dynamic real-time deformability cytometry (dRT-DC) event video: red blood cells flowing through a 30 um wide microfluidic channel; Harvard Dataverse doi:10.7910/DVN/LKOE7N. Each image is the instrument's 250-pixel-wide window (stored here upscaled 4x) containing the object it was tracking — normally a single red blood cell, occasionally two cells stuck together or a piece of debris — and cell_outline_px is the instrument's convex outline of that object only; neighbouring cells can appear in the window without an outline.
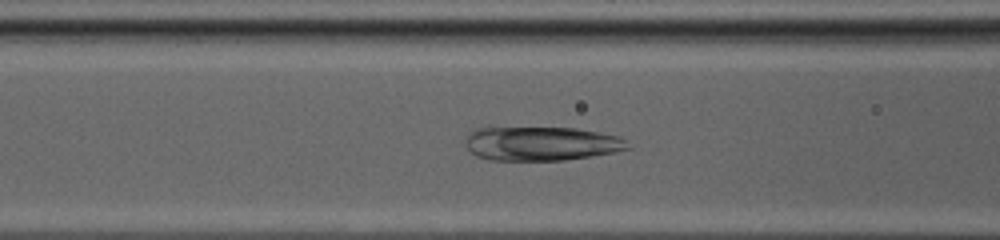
{"species": "common noctule bat (a hibernating species)", "species_latin": "Nyctalus noctula", "temperature_condition": "cold", "stored_images_in_passage": 50, "camera_frame_rate_fps": 3000, "um_per_image_px": 0.085, "animal": {"sex": "female", "body_mass_g": 20.0, "forearm_length_mm": 54.0}, "frame": {"image": 1, "passage_image": 22, "time_ms": 7.0, "image_size_px": [1000, 240], "cell_outline_px": [[632, 148], [592, 156], [564, 160], [488, 160], [476, 156], [464, 144], [464, 140], [476, 128], [576, 128], [620, 136]], "centroid_in_image_um": [46.01, 12.21], "position_along_channel_um": 120.6, "area_um2": 32.08}}
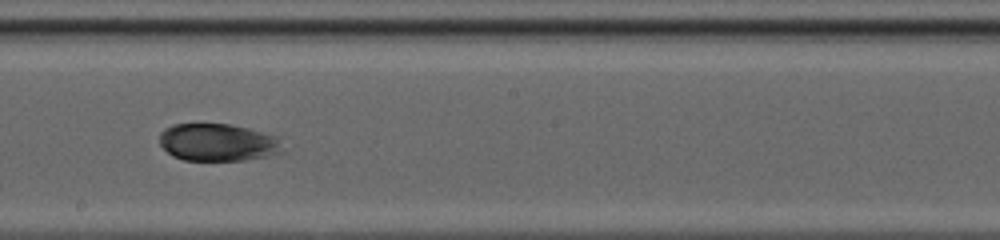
{"frame": {"image": 2, "passage_image": 30, "time_ms": 9.667, "image_size_px": [1000, 240], "cell_outline_px": [[284, 152], [244, 160], [184, 160], [172, 156], [160, 144], [160, 132], [164, 128], [172, 124], [228, 124], [248, 128], [276, 136]], "centroid_in_image_um": [18.48, 12.1], "position_along_channel_um": 229.7, "area_um2": 26.7}}
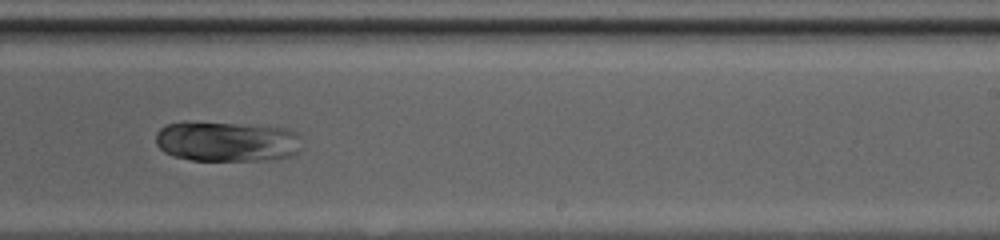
{"frame": {"image": 3, "passage_image": 33, "time_ms": 10.667, "image_size_px": [1000, 240], "cell_outline_px": [[300, 136], [296, 152], [292, 156], [280, 160], [192, 160], [172, 156], [164, 152], [156, 144], [156, 132], [164, 124], [184, 120], [188, 120], [284, 128], [296, 132]], "centroid_in_image_um": [19.2, 12.01], "position_along_channel_um": 269.8, "area_um2": 34.68}}